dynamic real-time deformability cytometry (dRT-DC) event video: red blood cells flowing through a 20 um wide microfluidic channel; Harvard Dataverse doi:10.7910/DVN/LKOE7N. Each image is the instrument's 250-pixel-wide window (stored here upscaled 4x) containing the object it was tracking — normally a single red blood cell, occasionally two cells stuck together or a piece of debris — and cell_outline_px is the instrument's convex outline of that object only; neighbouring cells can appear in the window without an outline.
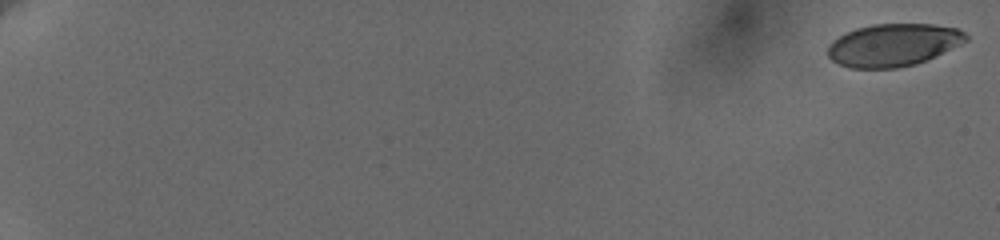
{"species": "human", "species_latin": "Homo sapiens", "temperature_condition": "cold", "stored_images_in_passage": 60, "camera_frame_rate_fps": 3000, "um_per_image_px": 0.085, "donor": {"sex": "female"}, "frame": {"image": 1, "passage_image": 1, "time_ms": 0.0, "image_size_px": [1000, 240], "cell_outline_px": [[968, 40], [936, 56], [916, 64], [896, 68], [848, 68], [832, 60], [828, 56], [828, 48], [840, 36], [856, 28], [872, 24], [932, 24], [956, 28], [964, 32], [968, 36]], "centroid_in_image_um": [75.95, 3.83], "position_along_channel_um": 9.0, "area_um2": 33.99}}
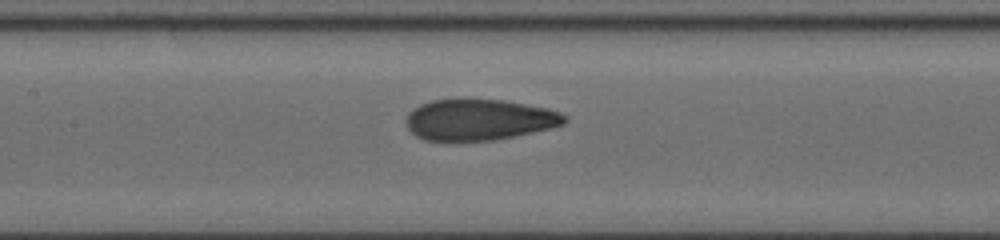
{"frame": {"image": 2, "passage_image": 33, "time_ms": 10.667, "image_size_px": [1000, 240], "cell_outline_px": [[568, 120], [564, 124], [552, 128], [492, 140], [424, 140], [416, 136], [408, 128], [404, 120], [408, 112], [412, 108], [420, 104], [432, 100], [464, 96], [504, 100], [548, 108], [560, 112], [568, 116]], "centroid_in_image_um": [40.7, 10.12], "position_along_channel_um": 166.7, "area_um2": 38.84}}
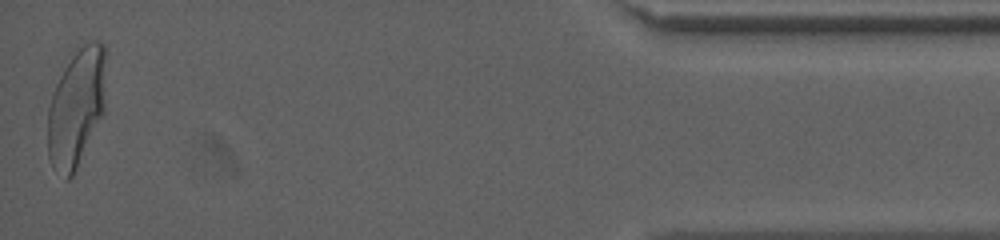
{"frame": {"image": 3, "passage_image": 60, "time_ms": 19.667, "image_size_px": [1000, 240], "cell_outline_px": [[104, 112], [72, 176], [68, 180], [64, 180], [52, 168], [48, 156], [48, 108], [56, 84], [68, 52], [92, 40], [100, 40], [104, 44]], "centroid_in_image_um": [6.46, 9.09], "position_along_channel_um": 428.7, "area_um2": 40.46}, "authors_computed_cell_mechanics": {"area_um2": 37.9168, "velocity_mm_per_s": 3.6309, "shape_relaxation_time_tau1_ms": 5.5384, "shape_relaxation_time_tau2_ms": 0.7896, "deformation_change_tau1": 0.18, "deformation_change_tau2": 0.0633}}